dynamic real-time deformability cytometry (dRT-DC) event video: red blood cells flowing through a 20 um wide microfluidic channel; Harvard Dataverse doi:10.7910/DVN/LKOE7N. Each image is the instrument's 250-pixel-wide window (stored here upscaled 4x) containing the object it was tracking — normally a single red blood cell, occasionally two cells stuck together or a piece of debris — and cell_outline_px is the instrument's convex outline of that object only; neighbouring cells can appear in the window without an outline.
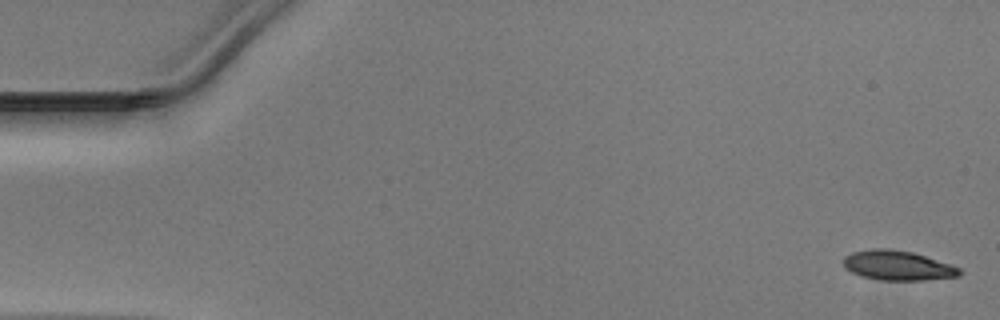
{"species": "Egyptian fruit bat (a non-hibernating species)", "species_latin": "Rousettus aegyptiacus", "temperature_condition": "warm", "stored_images_in_passage": 49, "camera_frame_rate_fps": 3000, "um_per_image_px": 0.085, "animal": {"sex": "male"}, "frame": {"image": 1, "passage_image": 1, "time_ms": 0.0, "image_size_px": [1000, 320], "cell_outline_px": [[964, 272], [960, 276], [924, 280], [880, 280], [860, 276], [844, 268], [844, 256], [852, 252], [872, 248], [888, 248], [912, 252], [952, 264], [960, 268]], "centroid_in_image_um": [76.32, 22.56], "position_along_channel_um": 8.7, "area_um2": 20.29}}
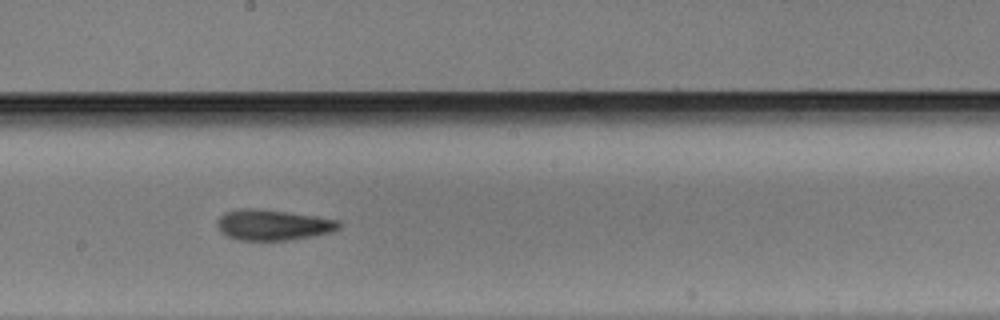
{"frame": {"image": 2, "passage_image": 27, "time_ms": 8.667, "image_size_px": [1000, 320], "cell_outline_px": [[340, 228], [332, 232], [316, 236], [288, 240], [240, 240], [228, 236], [220, 232], [216, 224], [216, 220], [224, 212], [240, 208], [256, 208], [288, 212], [316, 216], [340, 220]], "centroid_in_image_um": [23.2, 19.11], "position_along_channel_um": 225.0, "area_um2": 22.02}}
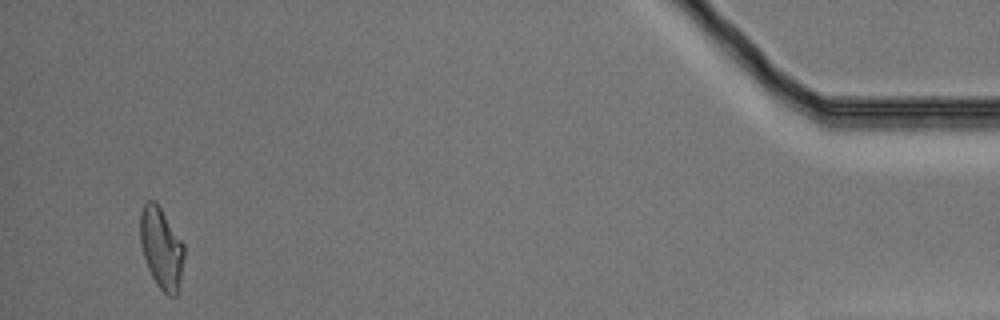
{"frame": {"image": 3, "passage_image": 47, "time_ms": 15.333, "image_size_px": [1000, 320], "cell_outline_px": [[184, 256], [180, 280], [176, 296], [168, 296], [156, 284], [148, 268], [140, 244], [140, 212], [144, 204], [148, 200], [152, 200], [160, 208], [184, 244]], "centroid_in_image_um": [13.71, 21.1], "position_along_channel_um": 421.5, "area_um2": 20.46}}